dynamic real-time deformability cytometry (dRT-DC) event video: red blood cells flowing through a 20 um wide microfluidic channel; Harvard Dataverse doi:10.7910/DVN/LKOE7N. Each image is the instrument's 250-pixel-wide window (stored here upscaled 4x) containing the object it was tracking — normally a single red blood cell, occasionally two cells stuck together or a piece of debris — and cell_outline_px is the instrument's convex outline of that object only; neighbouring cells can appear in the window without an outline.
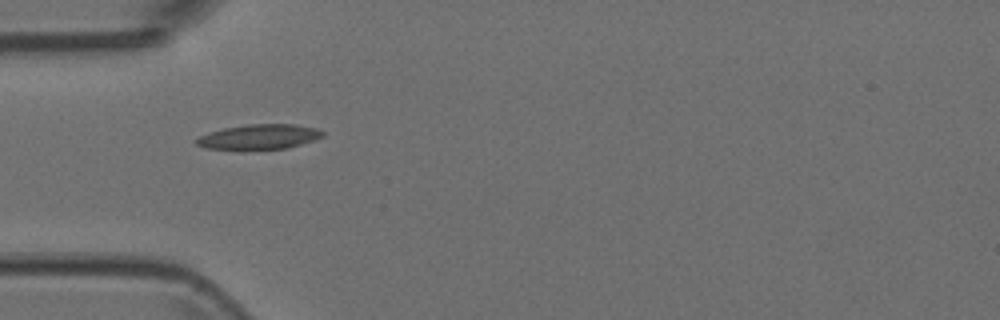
{"species": "Egyptian fruit bat (a non-hibernating species)", "species_latin": "Rousettus aegyptiacus", "temperature_condition": "room temperature", "stored_images_in_passage": 2, "camera_frame_rate_fps": 3000, "um_per_image_px": 0.085, "animal": {"sex": "female"}, "frame": {"image": 1, "passage_image": 1, "time_ms": 0.0, "image_size_px": [1000, 320], "cell_outline_px": [[324, 136], [316, 140], [288, 148], [244, 152], [240, 152], [208, 148], [196, 144], [192, 140], [208, 132], [224, 128], [248, 124], [296, 124], [316, 128], [324, 132]], "centroid_in_image_um": [22.0, 11.67], "position_along_channel_um": 63.0, "area_um2": 19.31}}
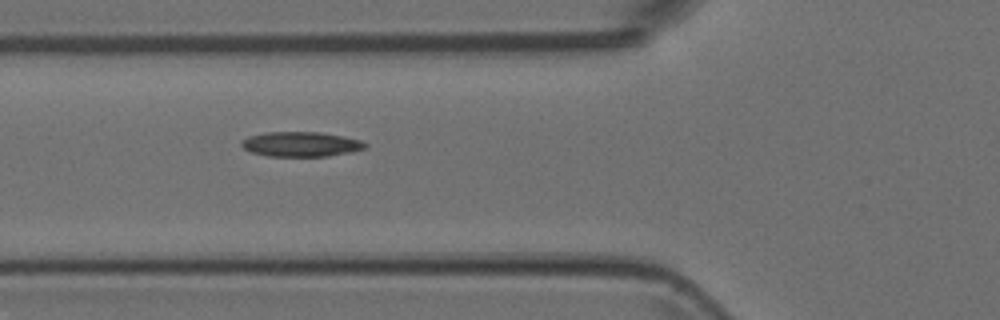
{"frame": {"image": 2, "passage_image": 2, "time_ms": 0.333, "image_size_px": [1000, 320], "cell_outline_px": [[368, 144], [364, 148], [352, 152], [328, 156], [268, 156], [252, 152], [244, 148], [240, 144], [240, 140], [248, 136], [264, 132], [320, 132], [344, 136], [360, 140]], "centroid_in_image_um": [25.56, 12.25], "position_along_channel_um": 100.2, "area_um2": 17.98}}